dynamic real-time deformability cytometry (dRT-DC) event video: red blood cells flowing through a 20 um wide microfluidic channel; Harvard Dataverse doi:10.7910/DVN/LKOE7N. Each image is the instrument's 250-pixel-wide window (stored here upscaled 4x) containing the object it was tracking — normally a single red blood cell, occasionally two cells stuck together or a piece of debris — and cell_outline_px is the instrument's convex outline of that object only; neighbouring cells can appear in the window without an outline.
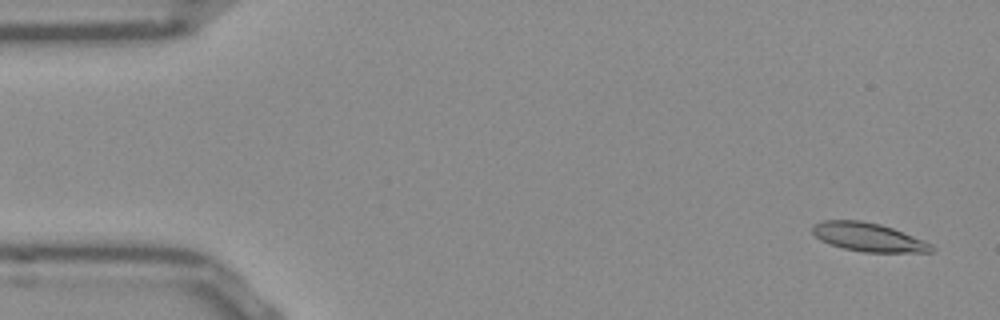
{"species": "Egyptian fruit bat (a non-hibernating species)", "species_latin": "Rousettus aegyptiacus", "temperature_condition": "room temperature", "stored_images_in_passage": 52, "camera_frame_rate_fps": 3000, "um_per_image_px": 0.085, "frame": {"image": 1, "passage_image": 2, "time_ms": 0.333, "image_size_px": [1000, 320], "cell_outline_px": [[936, 248], [932, 252], [864, 252], [844, 248], [820, 240], [812, 232], [812, 224], [824, 220], [860, 220], [880, 224], [892, 228], [932, 244]], "centroid_in_image_um": [73.8, 20.15], "position_along_channel_um": 11.2, "area_um2": 19.65}}
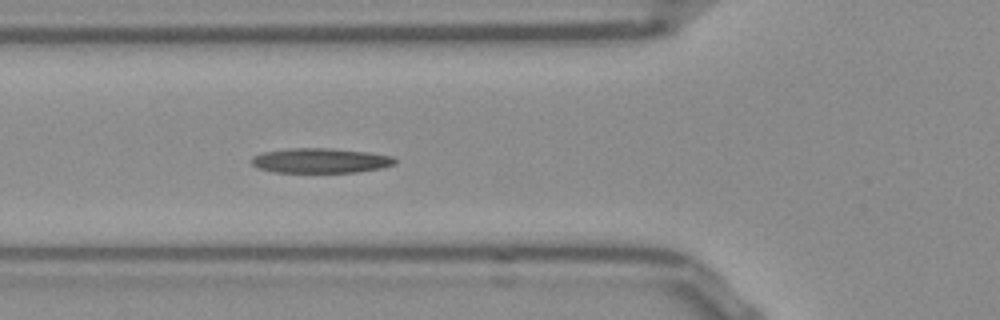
{"frame": {"image": 2, "passage_image": 18, "time_ms": 5.667, "image_size_px": [1000, 320], "cell_outline_px": [[396, 164], [380, 168], [356, 172], [272, 172], [256, 168], [252, 164], [252, 156], [264, 152], [292, 148], [328, 148], [368, 152], [392, 156], [396, 160]], "centroid_in_image_um": [27.22, 13.65], "position_along_channel_um": 98.6, "area_um2": 20.69}}
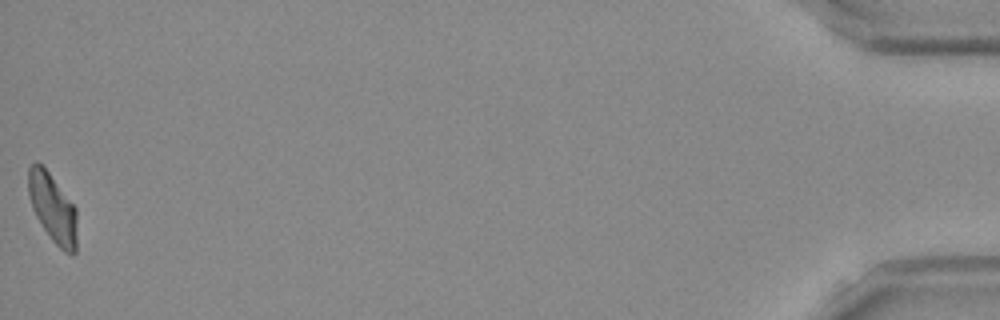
{"frame": {"image": 3, "passage_image": 52, "time_ms": 17.0, "image_size_px": [1000, 320], "cell_outline_px": [[76, 252], [72, 256], [64, 252], [52, 240], [36, 216], [32, 208], [28, 192], [28, 168], [36, 160], [44, 164], [76, 208]], "centroid_in_image_um": [4.47, 17.64], "position_along_channel_um": 430.7, "area_um2": 19.77}, "authors_computed_cell_mechanics": {"area_um2": 20.0566, "velocity_mm_per_s": 3.8334, "shape_relaxation_time_tau1_ms": null, "shape_relaxation_time_tau2_ms": 7.0628, "deformation_change_tau1": null, "deformation_change_tau2": 0.1628}}